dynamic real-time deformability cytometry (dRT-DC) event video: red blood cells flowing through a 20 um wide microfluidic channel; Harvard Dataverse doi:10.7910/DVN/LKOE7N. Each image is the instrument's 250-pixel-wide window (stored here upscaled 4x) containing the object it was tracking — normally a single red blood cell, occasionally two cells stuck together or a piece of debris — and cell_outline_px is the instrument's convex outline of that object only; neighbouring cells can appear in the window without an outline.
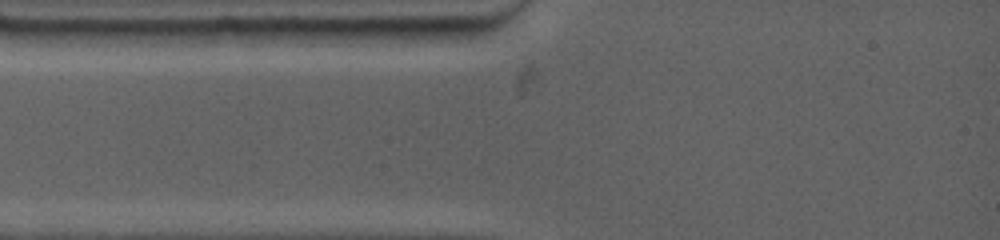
{"species": "common noctule bat (a hibernating species)", "species_latin": "Nyctalus noctula", "temperature_condition": "warm", "stored_images_in_passage": 2, "camera_frame_rate_fps": 4500, "um_per_image_px": 0.085, "animal": {"sex": "female", "body_mass_g": 19.0, "forearm_length_mm": 53.3}, "frame": {"image": 1, "passage_image": 1, "time_ms": 0.0, "image_size_px": [1000, 240], "cell_outline_px": [[460, 32], [456, 36], [440, 44], [308, 44], [304, 28], [460, 28]], "centroid_in_image_um": [32.29, 3.04], "position_along_channel_um": 52.7, "area_um2": 17.05}}